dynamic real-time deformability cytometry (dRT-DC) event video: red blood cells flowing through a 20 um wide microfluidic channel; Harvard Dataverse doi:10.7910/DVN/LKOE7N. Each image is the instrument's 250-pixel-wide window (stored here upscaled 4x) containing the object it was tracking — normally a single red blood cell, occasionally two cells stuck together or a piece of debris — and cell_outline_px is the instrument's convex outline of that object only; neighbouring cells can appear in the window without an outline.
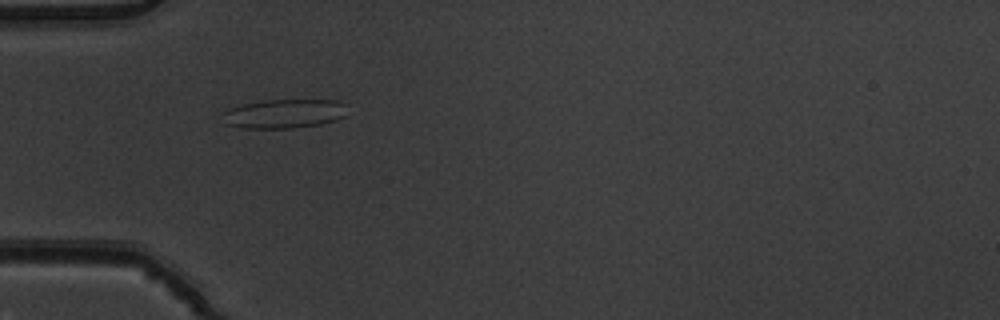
{"species": "common noctule bat (a hibernating species)", "species_latin": "Nyctalus noctula", "temperature_condition": "warm", "stored_images_in_passage": 6, "camera_frame_rate_fps": 3000, "um_per_image_px": 0.085, "animal": {"sex": "male", "body_mass_g": 19.5, "forearm_length_mm": 54.6}, "frame": {"image": 1, "passage_image": 5, "time_ms": 1.333, "image_size_px": [1000, 320], "cell_outline_px": [[348, 104], [344, 116], [336, 120], [320, 124], [292, 128], [244, 128], [224, 124], [220, 112], [240, 104], [264, 100], [336, 100]], "centroid_in_image_um": [24.11, 9.66], "position_along_channel_um": 60.9, "area_um2": 21.44}}
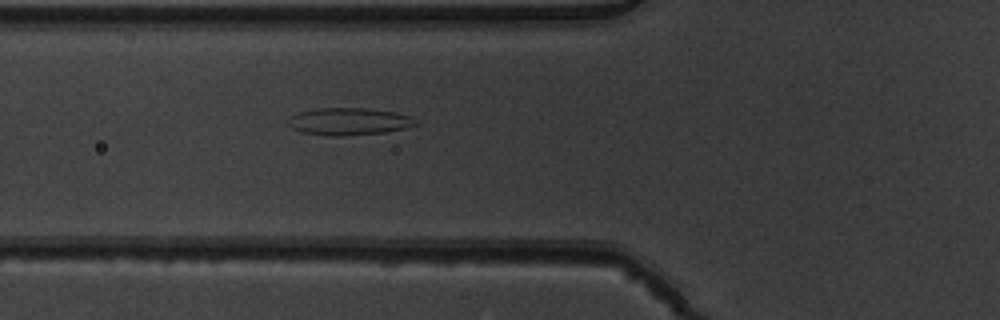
{"frame": {"image": 2, "passage_image": 6, "time_ms": 1.667, "image_size_px": [1000, 320], "cell_outline_px": [[416, 124], [404, 128], [384, 132], [344, 136], [328, 136], [300, 132], [292, 128], [288, 124], [288, 120], [292, 116], [300, 112], [316, 108], [364, 108], [396, 112], [412, 116], [416, 120]], "centroid_in_image_um": [29.64, 10.32], "position_along_channel_um": 96.2, "area_um2": 20.23}}